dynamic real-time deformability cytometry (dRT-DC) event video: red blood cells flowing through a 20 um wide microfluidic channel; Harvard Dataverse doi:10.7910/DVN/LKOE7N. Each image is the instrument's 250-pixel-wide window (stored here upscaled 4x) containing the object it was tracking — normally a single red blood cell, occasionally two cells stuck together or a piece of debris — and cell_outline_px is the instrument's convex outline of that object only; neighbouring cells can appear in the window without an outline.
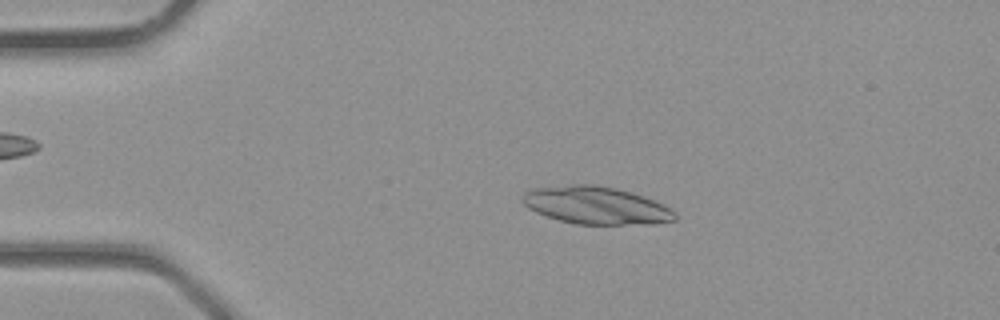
{"species": "common noctule bat (a hibernating species)", "species_latin": "Nyctalus noctula", "temperature_condition": "room temperature", "stored_images_in_passage": 2, "camera_frame_rate_fps": 3000, "um_per_image_px": 0.085, "animal": {"sex": "male", "body_mass_g": 23.1, "forearm_length_mm": 52.7}, "frame": {"image": 1, "passage_image": 1, "time_ms": 0.0, "image_size_px": [1000, 320], "cell_outline_px": [[676, 220], [652, 224], [576, 224], [560, 220], [536, 212], [528, 208], [524, 204], [524, 192], [532, 188], [572, 184], [596, 184], [616, 188], [632, 192], [644, 196], [664, 204], [672, 208], [676, 212]], "centroid_in_image_um": [50.71, 17.45], "position_along_channel_um": 34.3, "area_um2": 33.52}}